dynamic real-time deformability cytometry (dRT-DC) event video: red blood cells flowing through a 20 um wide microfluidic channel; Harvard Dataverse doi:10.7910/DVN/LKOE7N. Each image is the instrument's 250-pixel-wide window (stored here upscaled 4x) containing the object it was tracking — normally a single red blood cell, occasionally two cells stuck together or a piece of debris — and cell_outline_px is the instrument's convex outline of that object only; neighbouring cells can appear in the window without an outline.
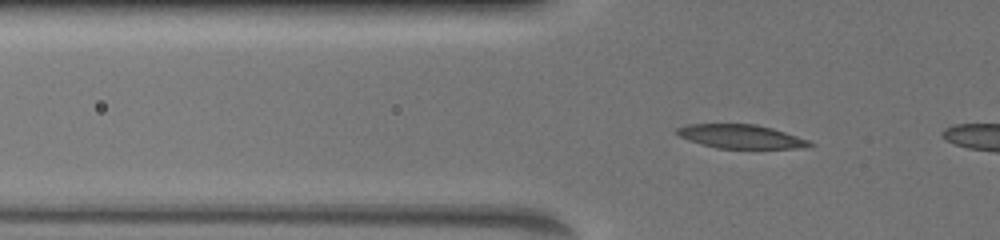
{"species": "common noctule bat (a hibernating species)", "species_latin": "Nyctalus noctula", "temperature_condition": "warm", "stored_images_in_passage": 22, "camera_frame_rate_fps": 3000, "um_per_image_px": 0.085, "animal": {"sex": "female", "body_mass_g": 19.5, "forearm_length_mm": 54.1}, "frame": {"image": 1, "passage_image": 19, "time_ms": 6.333, "image_size_px": [1000, 240], "cell_outline_px": [[816, 144], [804, 148], [716, 148], [700, 144], [688, 140], [680, 136], [676, 132], [676, 128], [688, 124], [756, 124], [772, 128], [808, 140]], "centroid_in_image_um": [62.96, 11.6], "position_along_channel_um": 62.8, "area_um2": 18.32}}